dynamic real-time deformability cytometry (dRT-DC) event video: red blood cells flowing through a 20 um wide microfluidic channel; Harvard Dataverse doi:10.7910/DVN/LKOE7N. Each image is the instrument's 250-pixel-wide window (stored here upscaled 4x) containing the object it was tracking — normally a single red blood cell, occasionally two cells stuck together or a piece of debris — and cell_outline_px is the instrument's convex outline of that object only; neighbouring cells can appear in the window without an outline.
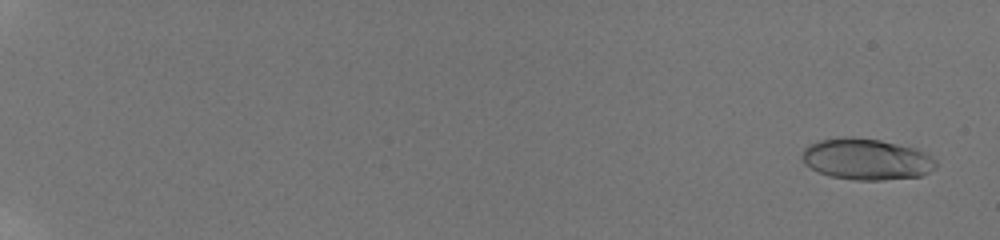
{"species": "human", "species_latin": "Homo sapiens", "temperature_condition": "room temperature", "stored_images_in_passage": 58, "camera_frame_rate_fps": 3000, "um_per_image_px": 0.085, "donor": {"sex": "male"}, "frame": {"image": 1, "passage_image": 3, "time_ms": 0.667, "image_size_px": [1000, 240], "cell_outline_px": [[936, 168], [920, 176], [880, 180], [852, 180], [832, 176], [820, 172], [804, 164], [800, 156], [804, 148], [808, 144], [820, 140], [844, 136], [852, 136], [880, 140], [916, 148], [932, 156], [936, 160]], "centroid_in_image_um": [73.63, 13.52], "position_along_channel_um": 11.4, "area_um2": 32.37}}
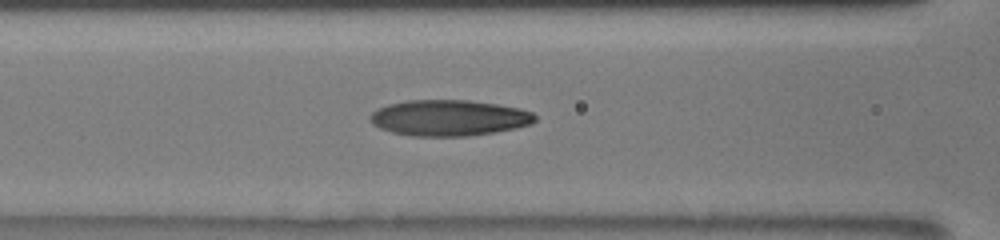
{"frame": {"image": 2, "passage_image": 30, "time_ms": 9.667, "image_size_px": [1000, 240], "cell_outline_px": [[536, 120], [532, 124], [492, 132], [468, 136], [412, 136], [392, 132], [380, 128], [372, 124], [368, 116], [376, 108], [388, 104], [404, 100], [468, 100], [496, 104], [520, 108], [532, 112], [536, 116]], "centroid_in_image_um": [38.12, 10.01], "position_along_channel_um": 128.5, "area_um2": 34.62}}
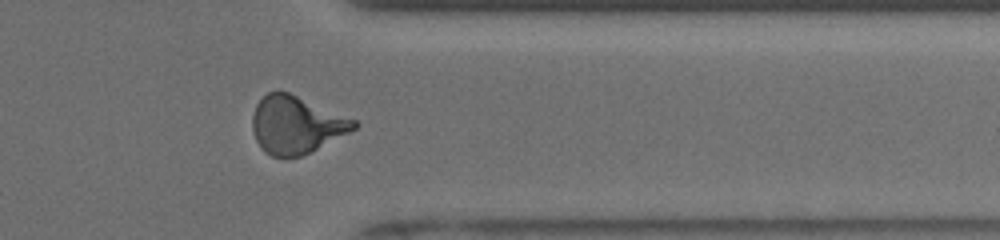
{"frame": {"image": 3, "passage_image": 50, "time_ms": 16.333, "image_size_px": [1000, 240], "cell_outline_px": [[360, 124], [356, 128], [300, 156], [284, 160], [272, 156], [264, 152], [260, 148], [252, 132], [252, 116], [256, 104], [268, 92], [288, 92], [356, 120]], "centroid_in_image_um": [25.12, 10.63], "position_along_channel_um": 386.3, "area_um2": 33.81}, "authors_computed_cell_mechanics": {"area_um2": 32.5992, "velocity_mm_per_s": 3.8879, "shape_relaxation_time_tau1_ms": 6.0106, "shape_relaxation_time_tau2_ms": 1.469, "deformation_change_tau1": 0.2501, "deformation_change_tau2": 0.0844}}